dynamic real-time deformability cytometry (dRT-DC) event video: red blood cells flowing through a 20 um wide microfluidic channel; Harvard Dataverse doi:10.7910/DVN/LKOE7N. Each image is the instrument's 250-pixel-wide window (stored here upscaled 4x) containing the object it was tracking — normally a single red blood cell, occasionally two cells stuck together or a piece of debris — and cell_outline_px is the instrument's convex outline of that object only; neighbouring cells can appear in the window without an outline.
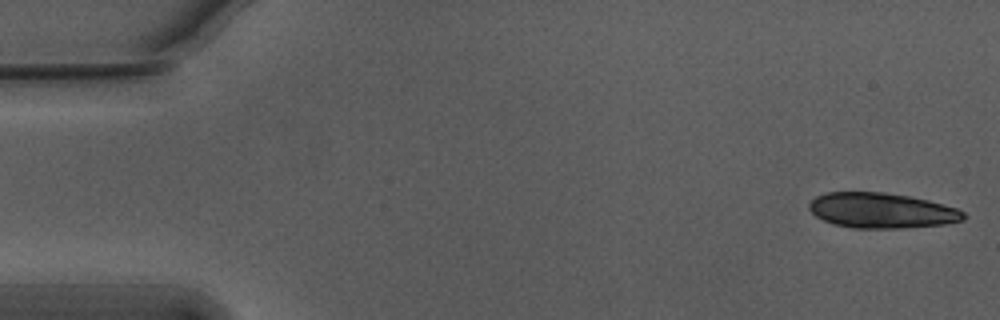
{"species": "Egyptian fruit bat (a non-hibernating species)", "species_latin": "Rousettus aegyptiacus", "temperature_condition": "warm", "stored_images_in_passage": 12, "camera_frame_rate_fps": 3000, "um_per_image_px": 0.085, "animal": {"sex": "male"}, "frame": {"image": 1, "passage_image": 1, "time_ms": 0.0, "image_size_px": [1000, 320], "cell_outline_px": [[968, 216], [964, 220], [944, 224], [900, 228], [852, 228], [832, 224], [816, 216], [808, 208], [808, 204], [816, 196], [828, 192], [884, 192], [908, 196], [928, 200], [956, 208], [964, 212]], "centroid_in_image_um": [74.93, 17.89], "position_along_channel_um": 10.1, "area_um2": 31.73}}